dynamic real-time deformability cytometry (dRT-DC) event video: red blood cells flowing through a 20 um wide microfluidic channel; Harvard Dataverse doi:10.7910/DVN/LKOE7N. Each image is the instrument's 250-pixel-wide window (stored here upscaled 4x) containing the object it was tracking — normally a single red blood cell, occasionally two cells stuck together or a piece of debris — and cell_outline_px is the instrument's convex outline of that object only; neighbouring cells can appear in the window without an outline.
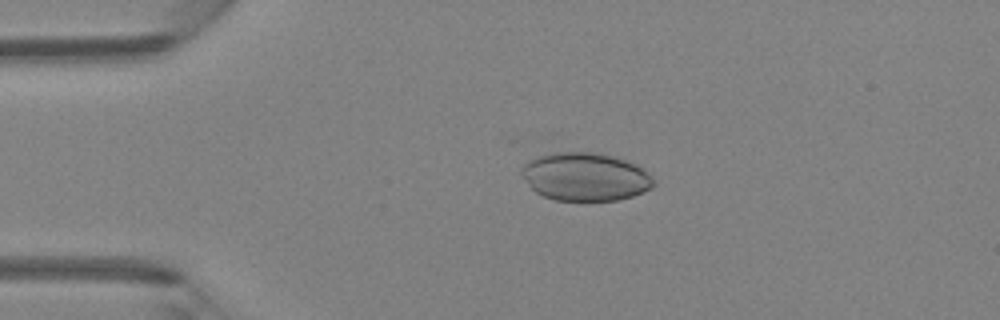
{"species": "Egyptian fruit bat (a non-hibernating species)", "species_latin": "Rousettus aegyptiacus", "temperature_condition": "room temperature", "stored_images_in_passage": 6, "camera_frame_rate_fps": 3000, "um_per_image_px": 0.085, "animal": {"sex": "female"}, "frame": {"image": 1, "passage_image": 6, "time_ms": 6.333, "image_size_px": [1000, 320], "cell_outline_px": [[656, 184], [652, 188], [632, 196], [616, 200], [556, 200], [544, 196], [536, 192], [532, 188], [520, 172], [524, 164], [528, 160], [552, 152], [596, 152], [616, 156], [636, 164]], "centroid_in_image_um": [49.73, 15.01], "position_along_channel_um": 35.3, "area_um2": 36.76}}